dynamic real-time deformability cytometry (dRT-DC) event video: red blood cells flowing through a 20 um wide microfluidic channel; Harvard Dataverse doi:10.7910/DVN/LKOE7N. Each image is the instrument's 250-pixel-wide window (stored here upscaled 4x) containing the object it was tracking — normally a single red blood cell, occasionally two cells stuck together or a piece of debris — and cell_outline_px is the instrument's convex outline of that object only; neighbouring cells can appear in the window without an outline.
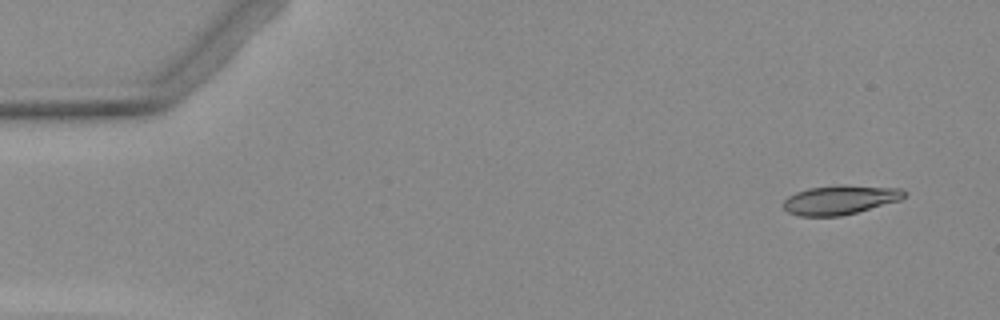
{"species": "Egyptian fruit bat (a non-hibernating species)", "species_latin": "Rousettus aegyptiacus", "temperature_condition": "warm", "stored_images_in_passage": 4, "camera_frame_rate_fps": 3000, "um_per_image_px": 0.085, "animal": {"sex": "female"}, "frame": {"image": 1, "passage_image": 1, "time_ms": 0.0, "image_size_px": [1000, 320], "cell_outline_px": [[908, 192], [900, 200], [856, 212], [840, 216], [800, 216], [788, 212], [780, 204], [788, 196], [796, 192], [808, 188], [836, 184], [848, 184], [900, 188]], "centroid_in_image_um": [71.38, 16.96], "position_along_channel_um": 13.6, "area_um2": 20.87}}
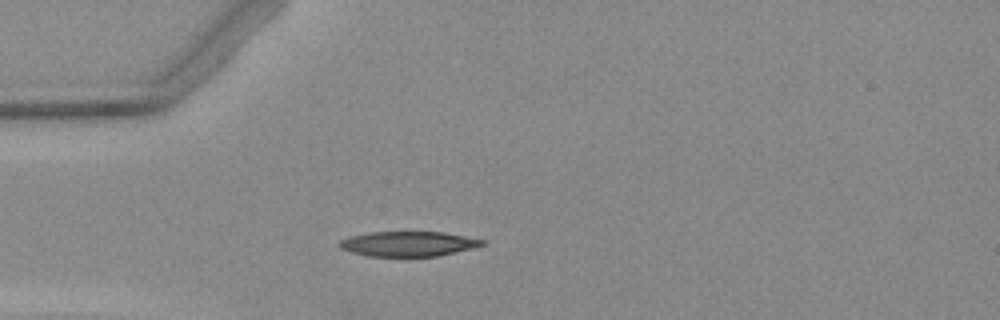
{"frame": {"image": 2, "passage_image": 4, "time_ms": 3.667, "image_size_px": [1000, 320], "cell_outline_px": [[484, 244], [476, 248], [436, 256], [368, 256], [352, 252], [340, 248], [336, 244], [340, 240], [348, 236], [368, 232], [444, 232], [484, 240]], "centroid_in_image_um": [34.67, 20.72], "position_along_channel_um": 50.3, "area_um2": 20.81}}